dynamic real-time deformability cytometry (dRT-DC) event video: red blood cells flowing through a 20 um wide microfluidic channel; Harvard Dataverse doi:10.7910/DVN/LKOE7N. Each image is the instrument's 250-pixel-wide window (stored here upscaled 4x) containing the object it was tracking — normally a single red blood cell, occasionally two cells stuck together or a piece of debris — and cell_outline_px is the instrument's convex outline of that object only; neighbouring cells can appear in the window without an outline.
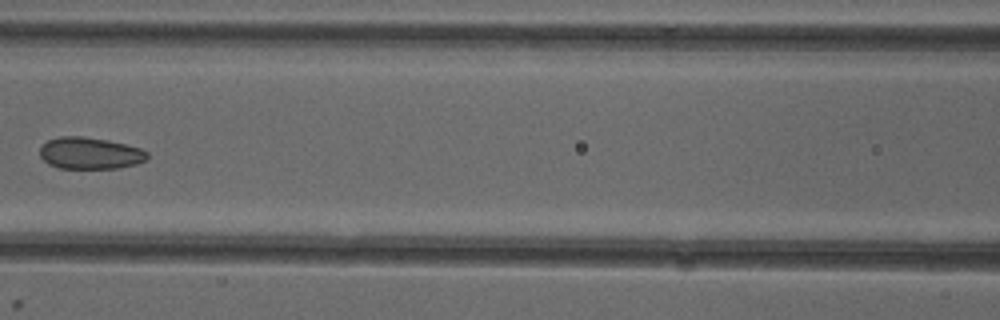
{"species": "common noctule bat (a hibernating species)", "species_latin": "Nyctalus noctula", "temperature_condition": "cold", "stored_images_in_passage": 6, "camera_frame_rate_fps": 3000, "um_per_image_px": 0.085, "animal": {"sex": "female"}, "frame": {"image": 1, "passage_image": 6, "time_ms": 6.667, "image_size_px": [1000, 320], "cell_outline_px": [[148, 156], [144, 160], [136, 164], [116, 168], [60, 168], [48, 164], [40, 156], [40, 148], [48, 140], [60, 136], [84, 136], [108, 140], [140, 148], [148, 152]], "centroid_in_image_um": [7.63, 13.01], "position_along_channel_um": 159.0, "area_um2": 19.77}}